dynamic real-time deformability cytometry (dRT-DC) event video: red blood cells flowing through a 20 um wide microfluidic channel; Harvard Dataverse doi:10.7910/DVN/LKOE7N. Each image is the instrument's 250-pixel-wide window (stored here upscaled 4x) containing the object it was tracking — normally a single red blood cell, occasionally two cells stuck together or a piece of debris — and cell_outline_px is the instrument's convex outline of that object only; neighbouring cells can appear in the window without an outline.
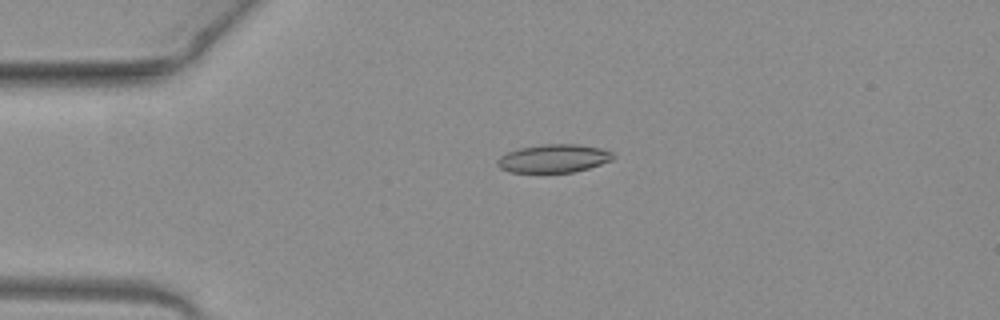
{"species": "common noctule bat (a hibernating species)", "species_latin": "Nyctalus noctula", "temperature_condition": "warm", "stored_images_in_passage": 40, "camera_frame_rate_fps": 3000, "um_per_image_px": 0.085, "animal": {"sex": "female", "body_mass_g": 19.3, "forearm_length_mm": 54.1}, "frame": {"image": 1, "passage_image": 1, "time_ms": 0.0, "image_size_px": [1000, 320], "cell_outline_px": [[612, 160], [588, 168], [572, 172], [512, 172], [500, 168], [496, 164], [496, 160], [500, 156], [508, 152], [520, 148], [544, 144], [580, 144], [600, 148], [612, 152]], "centroid_in_image_um": [47.04, 13.46], "position_along_channel_um": 38.0, "area_um2": 18.84}}
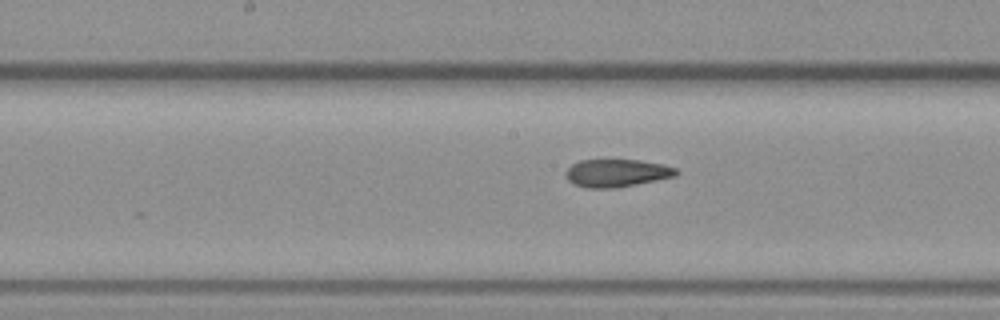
{"frame": {"image": 2, "passage_image": 15, "time_ms": 4.667, "image_size_px": [1000, 320], "cell_outline_px": [[680, 172], [676, 176], [616, 188], [588, 188], [576, 184], [568, 180], [564, 172], [572, 164], [580, 160], [640, 160], [664, 164], [676, 168]], "centroid_in_image_um": [52.44, 14.7], "position_along_channel_um": 195.8, "area_um2": 17.86}}
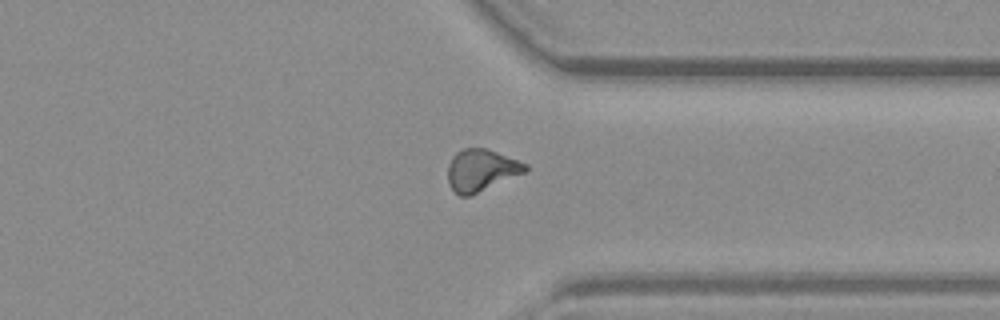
{"frame": {"image": 3, "passage_image": 28, "time_ms": 9.0, "image_size_px": [1000, 320], "cell_outline_px": [[528, 168], [524, 172], [468, 196], [460, 196], [448, 184], [448, 164], [452, 156], [456, 152], [464, 148], [484, 148], [496, 152], [528, 164]], "centroid_in_image_um": [40.86, 14.45], "position_along_channel_um": 370.5, "area_um2": 18.5}, "authors_computed_cell_mechanics": {"area_um2": 18.4671, "velocity_mm_per_s": 4.0759, "shape_relaxation_time_tau1_ms": null, "shape_relaxation_time_tau2_ms": 3.5482, "deformation_change_tau1": null, "deformation_change_tau2": 0.128}}